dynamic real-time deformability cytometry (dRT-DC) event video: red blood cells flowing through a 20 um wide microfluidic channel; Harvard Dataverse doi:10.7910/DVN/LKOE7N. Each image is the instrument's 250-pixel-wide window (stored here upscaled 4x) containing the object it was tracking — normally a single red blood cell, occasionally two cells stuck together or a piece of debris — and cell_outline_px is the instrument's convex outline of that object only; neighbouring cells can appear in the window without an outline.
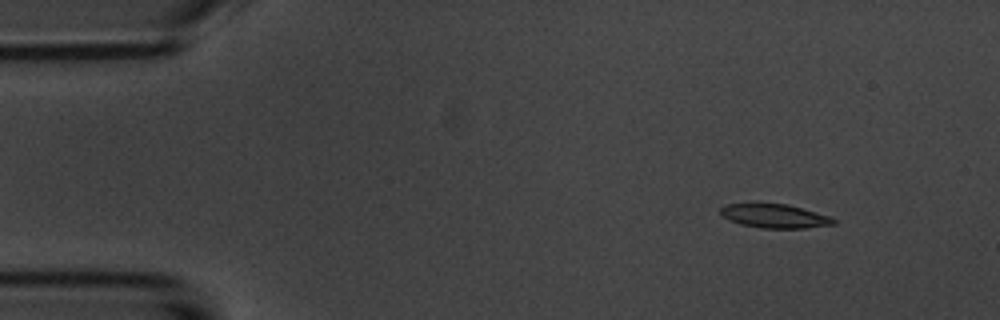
{"species": "common noctule bat (a hibernating species)", "species_latin": "Nyctalus noctula", "temperature_condition": "room temperature", "stored_images_in_passage": 49, "camera_frame_rate_fps": 3000, "um_per_image_px": 0.085, "animal": {"sex": "male", "body_mass_g": 20.1, "forearm_length_mm": 53.5}, "frame": {"image": 1, "passage_image": 1, "time_ms": 0.0, "image_size_px": [1000, 320], "cell_outline_px": [[836, 224], [804, 228], [760, 228], [740, 224], [728, 220], [720, 216], [720, 208], [724, 204], [752, 200], [756, 200], [788, 204], [832, 216], [836, 220]], "centroid_in_image_um": [65.75, 18.3], "position_along_channel_um": 19.2, "area_um2": 16.88}}
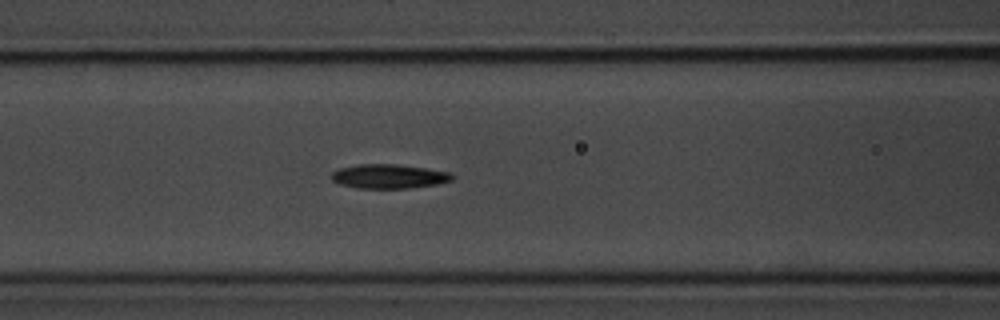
{"frame": {"image": 2, "passage_image": 17, "time_ms": 5.333, "image_size_px": [1000, 320], "cell_outline_px": [[456, 176], [452, 180], [436, 184], [408, 188], [356, 188], [340, 184], [332, 180], [332, 172], [340, 168], [360, 164], [396, 164], [452, 172]], "centroid_in_image_um": [33.08, 14.99], "position_along_channel_um": 133.5, "area_um2": 16.99}}
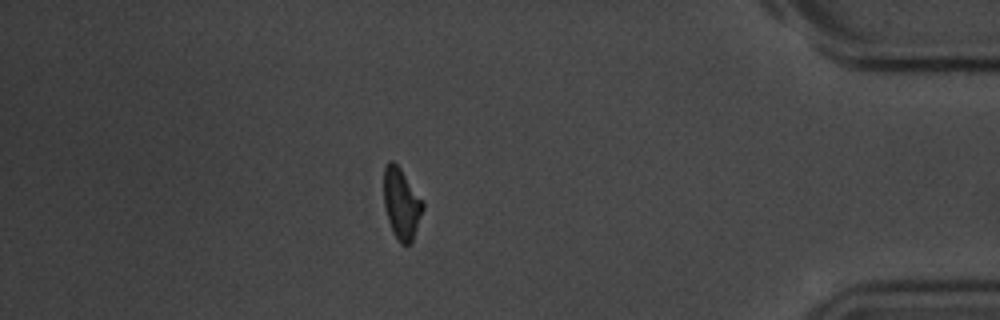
{"frame": {"image": 3, "passage_image": 42, "time_ms": 13.667, "image_size_px": [1000, 320], "cell_outline_px": [[424, 208], [412, 240], [408, 244], [400, 244], [392, 232], [388, 220], [384, 204], [384, 168], [388, 160], [392, 160], [400, 168], [424, 204]], "centroid_in_image_um": [34.1, 17.31], "position_along_channel_um": 401.1, "area_um2": 15.84}, "authors_computed_cell_mechanics": {"area_um2": 16.6464, "velocity_mm_per_s": 3.6985, "shape_relaxation_time_tau1_ms": 3.2556, "shape_relaxation_time_tau2_ms": null, "deformation_change_tau1": 0.1472, "deformation_change_tau2": null}}